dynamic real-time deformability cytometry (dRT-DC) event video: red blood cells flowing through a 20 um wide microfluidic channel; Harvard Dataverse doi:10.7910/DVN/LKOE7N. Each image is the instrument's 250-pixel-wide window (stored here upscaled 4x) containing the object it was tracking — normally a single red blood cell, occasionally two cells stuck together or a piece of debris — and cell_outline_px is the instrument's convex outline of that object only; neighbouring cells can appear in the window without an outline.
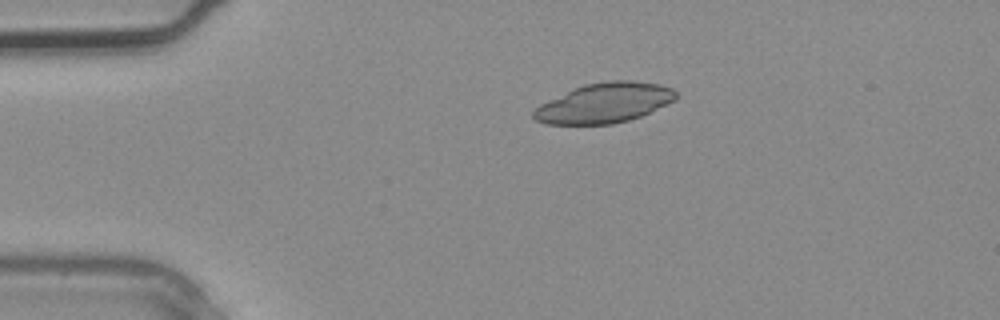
{"species": "common noctule bat (a hibernating species)", "species_latin": "Nyctalus noctula", "temperature_condition": "warm", "stored_images_in_passage": 2, "camera_frame_rate_fps": 3000, "um_per_image_px": 0.085, "animal": {"sex": "male", "body_mass_g": 20.4}, "frame": {"image": 1, "passage_image": 1, "time_ms": 0.0, "image_size_px": [1000, 320], "cell_outline_px": [[676, 100], [668, 104], [640, 116], [628, 120], [612, 124], [548, 124], [536, 120], [532, 116], [532, 112], [540, 104], [572, 88], [584, 84], [608, 80], [628, 80], [660, 84], [672, 88], [676, 92]], "centroid_in_image_um": [51.37, 8.74], "position_along_channel_um": 33.6, "area_um2": 33.12}}